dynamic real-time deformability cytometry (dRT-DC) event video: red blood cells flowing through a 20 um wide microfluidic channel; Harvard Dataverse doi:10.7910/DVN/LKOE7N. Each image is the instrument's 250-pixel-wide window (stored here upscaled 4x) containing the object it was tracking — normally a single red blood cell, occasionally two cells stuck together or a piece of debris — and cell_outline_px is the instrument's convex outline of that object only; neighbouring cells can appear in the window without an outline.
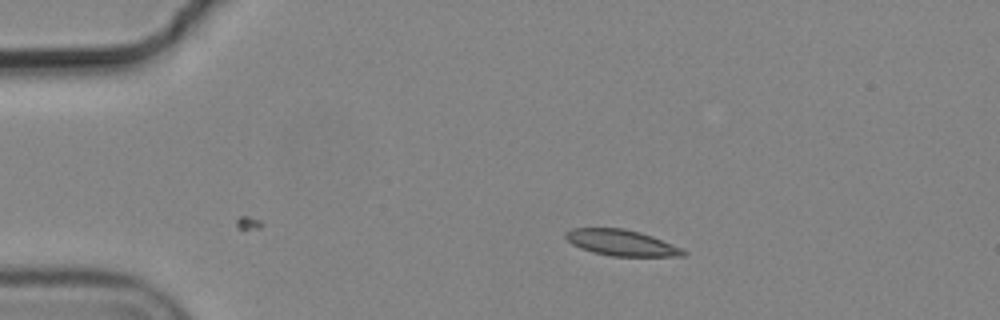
{"species": "common noctule bat (a hibernating species)", "species_latin": "Nyctalus noctula", "temperature_condition": "cold", "stored_images_in_passage": 3, "camera_frame_rate_fps": 3000, "um_per_image_px": 0.085, "animal": {"sex": "male", "body_mass_g": 19.2, "forearm_length_mm": 51.8}, "frame": {"image": 1, "passage_image": 3, "time_ms": 0.667, "image_size_px": [1000, 320], "cell_outline_px": [[688, 256], [612, 256], [592, 252], [580, 248], [572, 244], [564, 236], [564, 232], [572, 228], [624, 228], [640, 232], [652, 236], [680, 248], [688, 252]], "centroid_in_image_um": [52.8, 20.63], "position_along_channel_um": 32.2, "area_um2": 17.8}}